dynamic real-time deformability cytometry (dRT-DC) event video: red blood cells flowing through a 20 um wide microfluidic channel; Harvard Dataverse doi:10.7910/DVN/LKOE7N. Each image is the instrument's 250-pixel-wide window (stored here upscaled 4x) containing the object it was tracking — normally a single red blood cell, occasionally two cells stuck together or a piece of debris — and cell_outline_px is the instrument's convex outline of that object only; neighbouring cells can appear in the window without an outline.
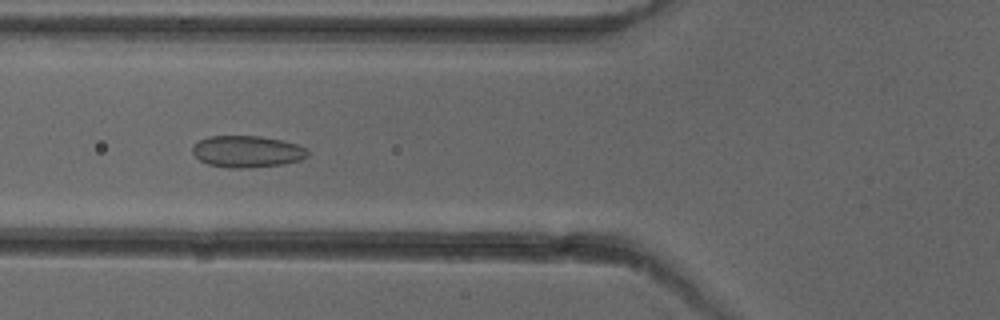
{"species": "common noctule bat (a hibernating species)", "species_latin": "Nyctalus noctula", "temperature_condition": "cold", "stored_images_in_passage": 7, "camera_frame_rate_fps": 3000, "um_per_image_px": 0.085, "animal": {"sex": "female"}, "frame": {"image": 1, "passage_image": 6, "time_ms": 6.0, "image_size_px": [1000, 320], "cell_outline_px": [[308, 156], [300, 160], [284, 164], [248, 168], [232, 168], [208, 164], [200, 160], [192, 152], [192, 148], [200, 140], [208, 136], [260, 136], [284, 140], [308, 148]], "centroid_in_image_um": [21.04, 12.88], "position_along_channel_um": 104.8, "area_um2": 21.33}}
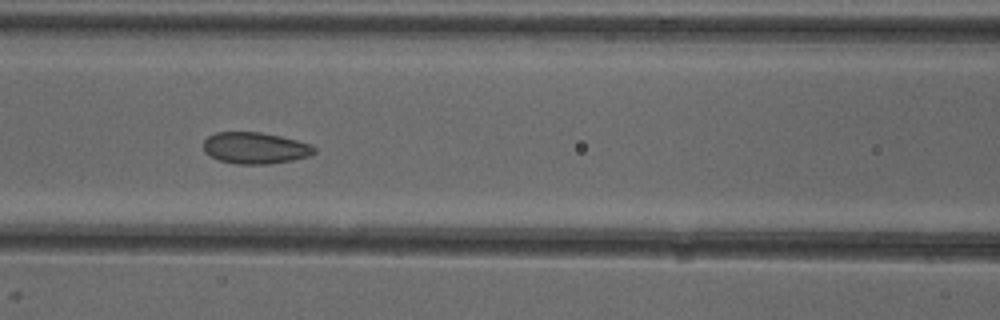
{"frame": {"image": 2, "passage_image": 7, "time_ms": 7.0, "image_size_px": [1000, 320], "cell_outline_px": [[316, 152], [308, 156], [292, 160], [268, 164], [236, 164], [220, 160], [204, 152], [204, 140], [208, 136], [216, 132], [260, 132], [280, 136], [312, 144], [316, 148]], "centroid_in_image_um": [21.7, 12.58], "position_along_channel_um": 144.9, "area_um2": 20.29}}